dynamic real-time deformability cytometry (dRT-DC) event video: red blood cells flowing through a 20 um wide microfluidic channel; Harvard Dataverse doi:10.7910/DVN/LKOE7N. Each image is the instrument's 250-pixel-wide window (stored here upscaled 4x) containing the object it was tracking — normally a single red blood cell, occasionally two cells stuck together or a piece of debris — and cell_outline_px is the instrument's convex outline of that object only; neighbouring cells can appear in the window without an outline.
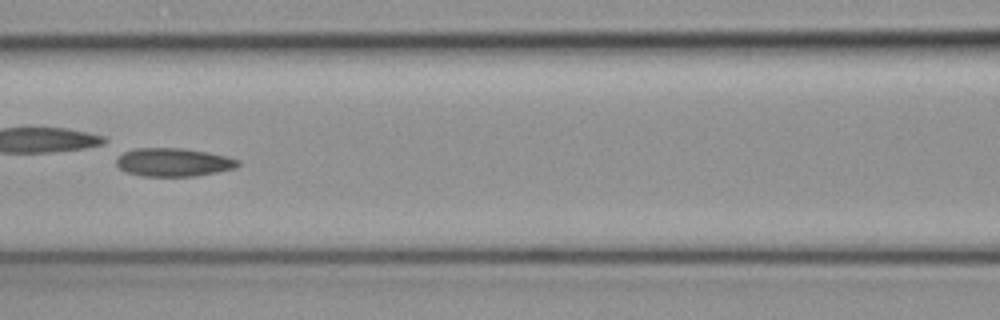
{"species": "common noctule bat (a hibernating species)", "species_latin": "Nyctalus noctula", "temperature_condition": "cold", "stored_images_in_passage": 7, "camera_frame_rate_fps": 3000, "um_per_image_px": 0.085, "animal": {"sex": "female", "body_mass_g": 19.3, "forearm_length_mm": 54.1}, "frame": {"image": 1, "passage_image": 7, "time_ms": 2.0, "image_size_px": [1000, 320], "cell_outline_px": [[240, 164], [236, 168], [196, 176], [140, 176], [124, 172], [116, 164], [116, 160], [124, 152], [136, 148], [184, 148], [208, 152], [240, 160]], "centroid_in_image_um": [14.74, 13.79], "position_along_channel_um": 151.9, "area_um2": 20.11}}